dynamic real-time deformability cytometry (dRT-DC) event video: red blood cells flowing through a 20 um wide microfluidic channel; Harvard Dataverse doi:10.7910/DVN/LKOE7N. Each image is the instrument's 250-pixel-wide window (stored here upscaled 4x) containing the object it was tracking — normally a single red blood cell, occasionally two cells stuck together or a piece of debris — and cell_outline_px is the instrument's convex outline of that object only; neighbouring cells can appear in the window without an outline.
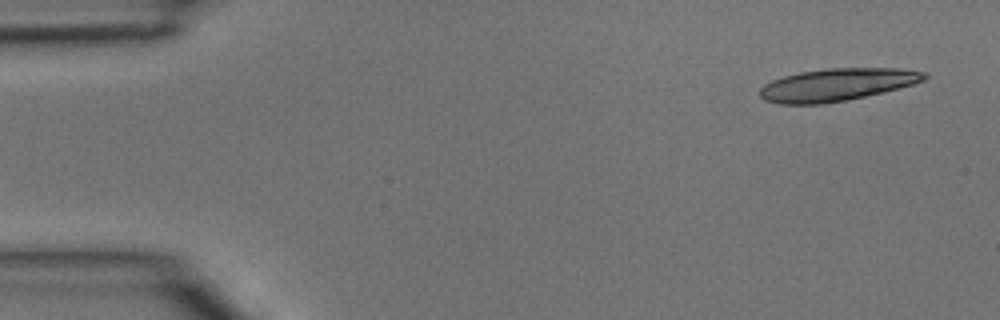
{"species": "common noctule bat (a hibernating species)", "species_latin": "Nyctalus noctula", "temperature_condition": "room temperature", "stored_images_in_passage": 6, "camera_frame_rate_fps": 3000, "um_per_image_px": 0.085, "animal": {"sex": "male", "body_mass_g": 15.6}, "frame": {"image": 1, "passage_image": 1, "time_ms": 0.0, "image_size_px": [1000, 320], "cell_outline_px": [[928, 76], [924, 80], [912, 84], [884, 92], [848, 100], [824, 104], [780, 104], [764, 100], [760, 96], [760, 88], [764, 84], [772, 80], [784, 76], [800, 72], [828, 68], [900, 68], [928, 72]], "centroid_in_image_um": [71.15, 7.2], "position_along_channel_um": 13.9, "area_um2": 31.27}}
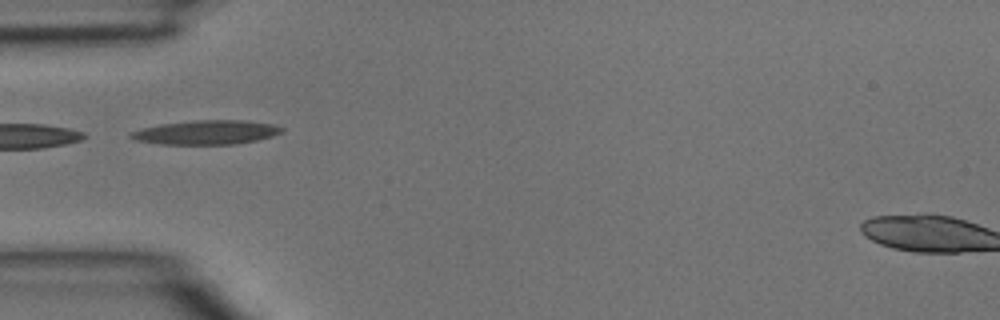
{"frame": {"image": 2, "passage_image": 4, "time_ms": 1.0, "image_size_px": [1000, 320], "cell_outline_px": [[284, 132], [272, 136], [256, 140], [236, 144], [160, 144], [136, 140], [128, 136], [128, 132], [160, 124], [196, 120], [240, 120], [272, 124], [284, 128]], "centroid_in_image_um": [17.53, 11.25], "position_along_channel_um": 67.5, "area_um2": 21.15}}
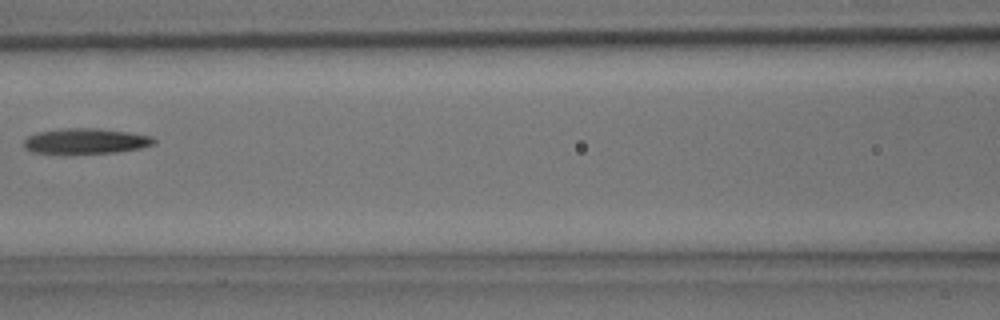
{"frame": {"image": 3, "passage_image": 6, "time_ms": 1.667, "image_size_px": [1000, 320], "cell_outline_px": [[156, 144], [140, 148], [116, 152], [32, 152], [24, 148], [24, 140], [28, 136], [36, 132], [60, 128], [96, 128], [128, 132], [152, 136], [156, 140]], "centroid_in_image_um": [7.3, 11.96], "position_along_channel_um": 159.3, "area_um2": 18.96}}